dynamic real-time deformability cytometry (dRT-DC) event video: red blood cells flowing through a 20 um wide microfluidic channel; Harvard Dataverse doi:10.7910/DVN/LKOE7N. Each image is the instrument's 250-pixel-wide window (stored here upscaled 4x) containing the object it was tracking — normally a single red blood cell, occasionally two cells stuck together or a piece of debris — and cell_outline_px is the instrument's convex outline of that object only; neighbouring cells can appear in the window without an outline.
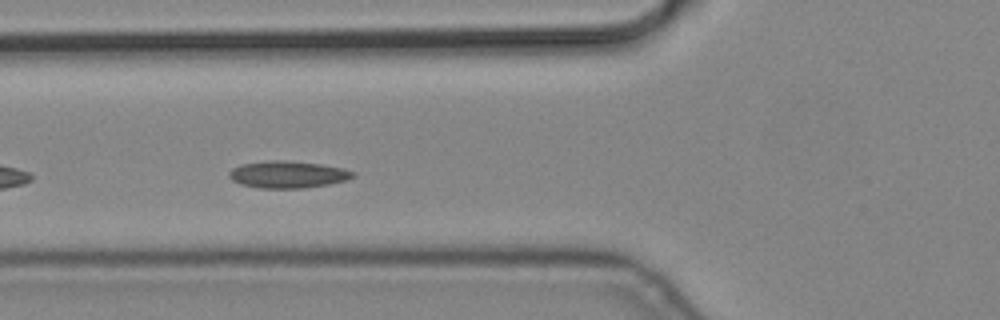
{"species": "common noctule bat (a hibernating species)", "species_latin": "Nyctalus noctula", "temperature_condition": "cold", "stored_images_in_passage": 13, "camera_frame_rate_fps": 3000, "um_per_image_px": 0.085, "animal": {"sex": "male", "body_mass_g": 19.2, "forearm_length_mm": 51.8}, "frame": {"image": 1, "passage_image": 4, "time_ms": 1.0, "image_size_px": [1000, 320], "cell_outline_px": [[356, 176], [348, 180], [328, 184], [304, 188], [260, 188], [240, 184], [232, 180], [228, 176], [228, 172], [232, 168], [240, 164], [272, 160], [284, 160], [320, 164], [340, 168], [356, 172]], "centroid_in_image_um": [24.45, 14.83], "position_along_channel_um": 101.4, "area_um2": 19.54}}
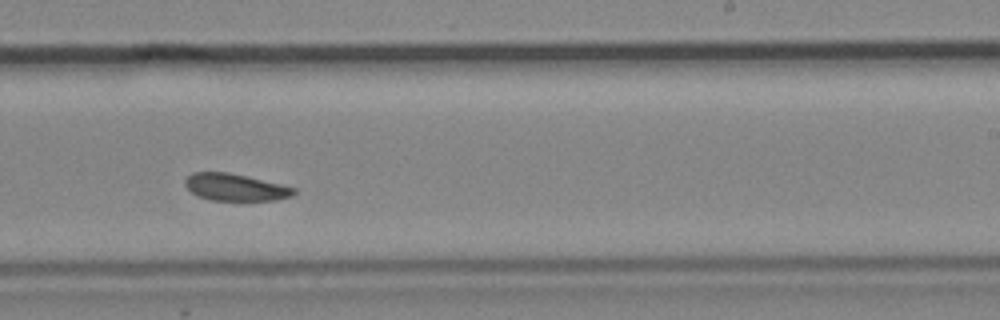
{"frame": {"image": 2, "passage_image": 8, "time_ms": 2.333, "image_size_px": [1000, 320], "cell_outline_px": [[296, 192], [292, 196], [276, 200], [208, 200], [192, 192], [184, 184], [184, 180], [192, 172], [228, 172], [280, 184], [296, 188]], "centroid_in_image_um": [19.99, 15.91], "position_along_channel_um": 269.0, "area_um2": 16.99}}
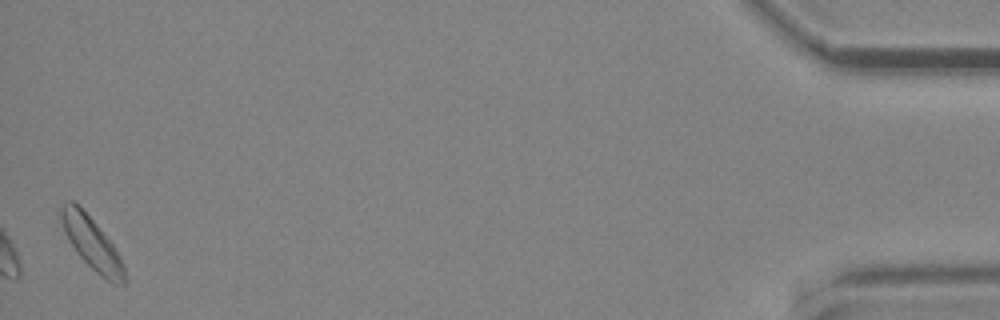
{"frame": {"image": 3, "passage_image": 13, "time_ms": 4.0, "image_size_px": [1000, 320], "cell_outline_px": [[128, 280], [124, 284], [112, 284], [100, 276], [76, 252], [68, 240], [64, 232], [60, 216], [60, 204], [68, 200], [72, 200], [92, 220], [112, 244], [120, 256], [124, 264]], "centroid_in_image_um": [7.82, 20.73], "position_along_channel_um": 427.4, "area_um2": 19.19}}